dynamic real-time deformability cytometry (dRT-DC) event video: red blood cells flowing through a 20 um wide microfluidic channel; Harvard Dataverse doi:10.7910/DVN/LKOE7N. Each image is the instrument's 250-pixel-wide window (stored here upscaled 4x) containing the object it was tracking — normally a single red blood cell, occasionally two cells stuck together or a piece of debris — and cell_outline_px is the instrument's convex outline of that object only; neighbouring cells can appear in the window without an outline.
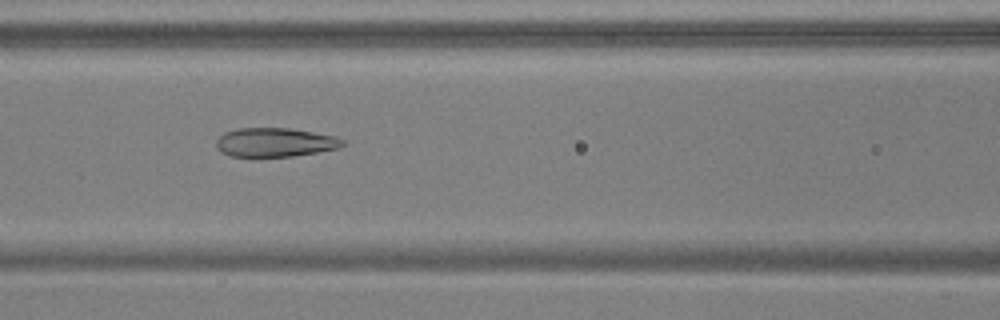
{"species": "common noctule bat (a hibernating species)", "species_latin": "Nyctalus noctula", "temperature_condition": "warm", "stored_images_in_passage": 33, "camera_frame_rate_fps": 3000, "um_per_image_px": 0.085, "animal": {"sex": "male", "body_mass_g": 17.9, "forearm_length_mm": 54.2}, "frame": {"image": 1, "passage_image": 14, "time_ms": 4.333, "image_size_px": [1000, 320], "cell_outline_px": [[344, 144], [340, 148], [292, 156], [232, 156], [220, 152], [216, 144], [216, 140], [224, 132], [240, 128], [292, 128], [336, 136], [344, 140]], "centroid_in_image_um": [23.39, 12.09], "position_along_channel_um": 143.2, "area_um2": 21.27}}
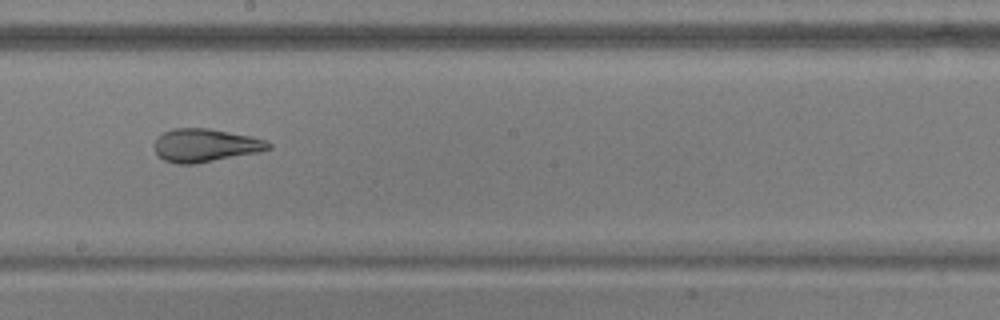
{"frame": {"image": 2, "passage_image": 21, "time_ms": 6.667, "image_size_px": [1000, 320], "cell_outline_px": [[272, 148], [260, 152], [196, 164], [176, 164], [164, 160], [156, 152], [152, 144], [156, 136], [172, 128], [208, 128], [252, 136], [268, 140], [272, 144]], "centroid_in_image_um": [17.46, 12.35], "position_along_channel_um": 230.7, "area_um2": 22.48}}
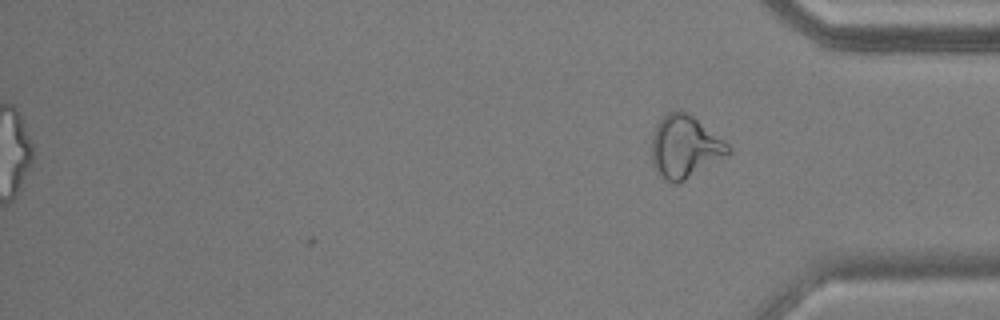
{"frame": {"image": 3, "passage_image": 33, "time_ms": 10.667, "image_size_px": [1000, 320], "cell_outline_px": [[732, 152], [684, 180], [676, 184], [672, 184], [664, 180], [656, 172], [652, 164], [652, 136], [656, 124], [668, 112], [676, 108], [680, 108], [692, 116], [724, 140], [732, 148]], "centroid_in_image_um": [58.18, 12.47], "position_along_channel_um": 377.0, "area_um2": 27.86}, "authors_computed_cell_mechanics": {"area_um2": 22.4264, "velocity_mm_per_s": 3.7596, "shape_relaxation_time_tau1_ms": 9.9266, "shape_relaxation_time_tau2_ms": 1.6615, "deformation_change_tau1": 0.26, "deformation_change_tau2": 0.0728}}